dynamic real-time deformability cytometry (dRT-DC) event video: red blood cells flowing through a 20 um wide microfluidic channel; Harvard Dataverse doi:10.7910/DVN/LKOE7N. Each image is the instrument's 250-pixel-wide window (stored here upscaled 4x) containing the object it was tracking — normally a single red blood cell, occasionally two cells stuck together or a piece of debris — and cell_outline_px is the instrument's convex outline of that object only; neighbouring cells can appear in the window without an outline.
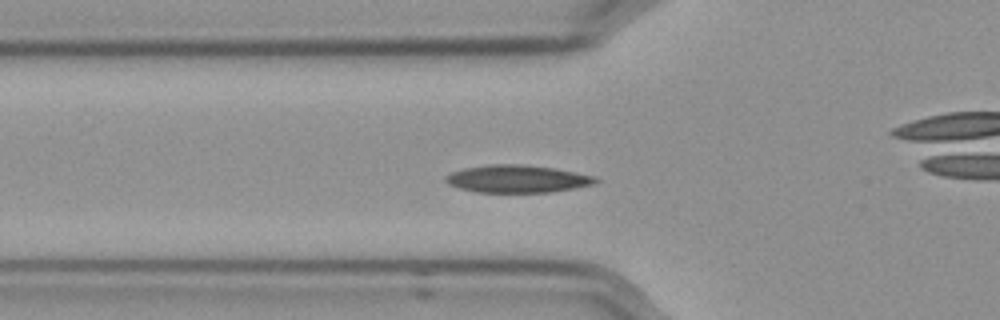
{"species": "Egyptian fruit bat (a non-hibernating species)", "species_latin": "Rousettus aegyptiacus", "temperature_condition": "cold", "stored_images_in_passage": 45, "camera_frame_rate_fps": 3000, "um_per_image_px": 0.085, "frame": {"image": 1, "passage_image": 7, "time_ms": 2.0, "image_size_px": [1000, 320], "cell_outline_px": [[600, 180], [596, 184], [548, 192], [476, 192], [460, 188], [448, 184], [444, 180], [444, 176], [452, 172], [464, 168], [492, 164], [516, 164], [552, 168], [576, 172], [596, 176]], "centroid_in_image_um": [43.96, 15.2], "position_along_channel_um": 81.8, "area_um2": 23.93}, "authors_computed_cell_mechanics": {"area_um2": 22.9466, "velocity_mm_per_s": 3.5323, "shape_relaxation_time_tau1_ms": 3.8551, "shape_relaxation_time_tau2_ms": 2.3599, "deformation_change_tau1": 0.1274, "deformation_change_tau2": 0.0515}}